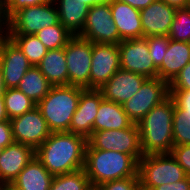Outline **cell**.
Masks as SVG:
<instances>
[{"instance_id": "d6986e66", "label": "cell", "mask_w": 190, "mask_h": 190, "mask_svg": "<svg viewBox=\"0 0 190 190\" xmlns=\"http://www.w3.org/2000/svg\"><path fill=\"white\" fill-rule=\"evenodd\" d=\"M112 19L122 40L143 38L140 10L127 3L110 0Z\"/></svg>"}, {"instance_id": "d6a6232c", "label": "cell", "mask_w": 190, "mask_h": 190, "mask_svg": "<svg viewBox=\"0 0 190 190\" xmlns=\"http://www.w3.org/2000/svg\"><path fill=\"white\" fill-rule=\"evenodd\" d=\"M94 190H140L139 176L113 180L93 187Z\"/></svg>"}, {"instance_id": "4fadbf2b", "label": "cell", "mask_w": 190, "mask_h": 190, "mask_svg": "<svg viewBox=\"0 0 190 190\" xmlns=\"http://www.w3.org/2000/svg\"><path fill=\"white\" fill-rule=\"evenodd\" d=\"M10 122L14 141L30 146L34 150H36L51 133L46 120L37 107L21 116L11 119Z\"/></svg>"}, {"instance_id": "1f68e13d", "label": "cell", "mask_w": 190, "mask_h": 190, "mask_svg": "<svg viewBox=\"0 0 190 190\" xmlns=\"http://www.w3.org/2000/svg\"><path fill=\"white\" fill-rule=\"evenodd\" d=\"M145 38L147 41L150 57L152 58L154 65L158 68L162 64L164 55L168 50V45L171 39L168 35L150 36Z\"/></svg>"}, {"instance_id": "9a60e30c", "label": "cell", "mask_w": 190, "mask_h": 190, "mask_svg": "<svg viewBox=\"0 0 190 190\" xmlns=\"http://www.w3.org/2000/svg\"><path fill=\"white\" fill-rule=\"evenodd\" d=\"M103 99L99 89H83L77 109L72 117L70 132L82 135L88 139L93 133L98 107Z\"/></svg>"}, {"instance_id": "8fae6325", "label": "cell", "mask_w": 190, "mask_h": 190, "mask_svg": "<svg viewBox=\"0 0 190 190\" xmlns=\"http://www.w3.org/2000/svg\"><path fill=\"white\" fill-rule=\"evenodd\" d=\"M122 70L134 72L147 78H157L158 68L150 57L146 38L122 40L118 44Z\"/></svg>"}, {"instance_id": "83f0119b", "label": "cell", "mask_w": 190, "mask_h": 190, "mask_svg": "<svg viewBox=\"0 0 190 190\" xmlns=\"http://www.w3.org/2000/svg\"><path fill=\"white\" fill-rule=\"evenodd\" d=\"M84 169L54 176L49 190H92Z\"/></svg>"}, {"instance_id": "ab89813d", "label": "cell", "mask_w": 190, "mask_h": 190, "mask_svg": "<svg viewBox=\"0 0 190 190\" xmlns=\"http://www.w3.org/2000/svg\"><path fill=\"white\" fill-rule=\"evenodd\" d=\"M122 3H127L131 5L133 8L141 10L150 5L154 0H117Z\"/></svg>"}, {"instance_id": "4316f807", "label": "cell", "mask_w": 190, "mask_h": 190, "mask_svg": "<svg viewBox=\"0 0 190 190\" xmlns=\"http://www.w3.org/2000/svg\"><path fill=\"white\" fill-rule=\"evenodd\" d=\"M5 111L9 120L33 110L37 104L17 88H7L4 95Z\"/></svg>"}, {"instance_id": "484cf974", "label": "cell", "mask_w": 190, "mask_h": 190, "mask_svg": "<svg viewBox=\"0 0 190 190\" xmlns=\"http://www.w3.org/2000/svg\"><path fill=\"white\" fill-rule=\"evenodd\" d=\"M22 50L32 66H37L42 58L47 54L48 49L35 35L6 34Z\"/></svg>"}, {"instance_id": "30bf717a", "label": "cell", "mask_w": 190, "mask_h": 190, "mask_svg": "<svg viewBox=\"0 0 190 190\" xmlns=\"http://www.w3.org/2000/svg\"><path fill=\"white\" fill-rule=\"evenodd\" d=\"M169 95V84L166 81L158 77L148 78L139 91L122 104V107L131 121L139 124L153 107L160 104Z\"/></svg>"}, {"instance_id": "836d02e7", "label": "cell", "mask_w": 190, "mask_h": 190, "mask_svg": "<svg viewBox=\"0 0 190 190\" xmlns=\"http://www.w3.org/2000/svg\"><path fill=\"white\" fill-rule=\"evenodd\" d=\"M54 0H3V9L8 20L16 11L41 3L53 2Z\"/></svg>"}, {"instance_id": "f546056e", "label": "cell", "mask_w": 190, "mask_h": 190, "mask_svg": "<svg viewBox=\"0 0 190 190\" xmlns=\"http://www.w3.org/2000/svg\"><path fill=\"white\" fill-rule=\"evenodd\" d=\"M168 36L175 41L190 43V6L176 8Z\"/></svg>"}, {"instance_id": "7a4b0ae2", "label": "cell", "mask_w": 190, "mask_h": 190, "mask_svg": "<svg viewBox=\"0 0 190 190\" xmlns=\"http://www.w3.org/2000/svg\"><path fill=\"white\" fill-rule=\"evenodd\" d=\"M175 102L169 95L153 107L139 122L142 154L171 153L173 142V113Z\"/></svg>"}, {"instance_id": "44dd1931", "label": "cell", "mask_w": 190, "mask_h": 190, "mask_svg": "<svg viewBox=\"0 0 190 190\" xmlns=\"http://www.w3.org/2000/svg\"><path fill=\"white\" fill-rule=\"evenodd\" d=\"M54 176L34 158L24 167L19 175L11 182L18 190H49Z\"/></svg>"}, {"instance_id": "7402d4cb", "label": "cell", "mask_w": 190, "mask_h": 190, "mask_svg": "<svg viewBox=\"0 0 190 190\" xmlns=\"http://www.w3.org/2000/svg\"><path fill=\"white\" fill-rule=\"evenodd\" d=\"M134 123L123 110L122 105L103 99L93 125V132L100 130L126 129Z\"/></svg>"}, {"instance_id": "277c9868", "label": "cell", "mask_w": 190, "mask_h": 190, "mask_svg": "<svg viewBox=\"0 0 190 190\" xmlns=\"http://www.w3.org/2000/svg\"><path fill=\"white\" fill-rule=\"evenodd\" d=\"M79 86H52L37 104L51 132H70L72 117L77 109L81 91Z\"/></svg>"}, {"instance_id": "f1b7e54d", "label": "cell", "mask_w": 190, "mask_h": 190, "mask_svg": "<svg viewBox=\"0 0 190 190\" xmlns=\"http://www.w3.org/2000/svg\"><path fill=\"white\" fill-rule=\"evenodd\" d=\"M48 50H56L66 46L73 36L62 23L44 27L35 34Z\"/></svg>"}, {"instance_id": "e575fe53", "label": "cell", "mask_w": 190, "mask_h": 190, "mask_svg": "<svg viewBox=\"0 0 190 190\" xmlns=\"http://www.w3.org/2000/svg\"><path fill=\"white\" fill-rule=\"evenodd\" d=\"M171 155L190 177V145L173 146Z\"/></svg>"}, {"instance_id": "bcb514c9", "label": "cell", "mask_w": 190, "mask_h": 190, "mask_svg": "<svg viewBox=\"0 0 190 190\" xmlns=\"http://www.w3.org/2000/svg\"><path fill=\"white\" fill-rule=\"evenodd\" d=\"M7 190H18L13 185L7 184Z\"/></svg>"}, {"instance_id": "603a6c76", "label": "cell", "mask_w": 190, "mask_h": 190, "mask_svg": "<svg viewBox=\"0 0 190 190\" xmlns=\"http://www.w3.org/2000/svg\"><path fill=\"white\" fill-rule=\"evenodd\" d=\"M59 22L73 35H78L86 22L89 6L84 0H54Z\"/></svg>"}, {"instance_id": "ffe728a7", "label": "cell", "mask_w": 190, "mask_h": 190, "mask_svg": "<svg viewBox=\"0 0 190 190\" xmlns=\"http://www.w3.org/2000/svg\"><path fill=\"white\" fill-rule=\"evenodd\" d=\"M190 62V43L170 40L162 64L158 67V78L170 84Z\"/></svg>"}, {"instance_id": "8992f818", "label": "cell", "mask_w": 190, "mask_h": 190, "mask_svg": "<svg viewBox=\"0 0 190 190\" xmlns=\"http://www.w3.org/2000/svg\"><path fill=\"white\" fill-rule=\"evenodd\" d=\"M58 23L59 15L54 1L41 3L16 11L7 20L5 34L32 35L44 27H50Z\"/></svg>"}, {"instance_id": "e0dca14e", "label": "cell", "mask_w": 190, "mask_h": 190, "mask_svg": "<svg viewBox=\"0 0 190 190\" xmlns=\"http://www.w3.org/2000/svg\"><path fill=\"white\" fill-rule=\"evenodd\" d=\"M176 13V8L162 0H154L140 10L143 37L168 35Z\"/></svg>"}, {"instance_id": "2e32d148", "label": "cell", "mask_w": 190, "mask_h": 190, "mask_svg": "<svg viewBox=\"0 0 190 190\" xmlns=\"http://www.w3.org/2000/svg\"><path fill=\"white\" fill-rule=\"evenodd\" d=\"M148 78L119 69L99 90L103 98L120 105L134 96Z\"/></svg>"}, {"instance_id": "7bdbcfd3", "label": "cell", "mask_w": 190, "mask_h": 190, "mask_svg": "<svg viewBox=\"0 0 190 190\" xmlns=\"http://www.w3.org/2000/svg\"><path fill=\"white\" fill-rule=\"evenodd\" d=\"M9 120L5 111L3 95H0V122Z\"/></svg>"}, {"instance_id": "cb8c5ba5", "label": "cell", "mask_w": 190, "mask_h": 190, "mask_svg": "<svg viewBox=\"0 0 190 190\" xmlns=\"http://www.w3.org/2000/svg\"><path fill=\"white\" fill-rule=\"evenodd\" d=\"M37 67L52 86L68 85V70L64 47L48 50Z\"/></svg>"}, {"instance_id": "ee69618b", "label": "cell", "mask_w": 190, "mask_h": 190, "mask_svg": "<svg viewBox=\"0 0 190 190\" xmlns=\"http://www.w3.org/2000/svg\"><path fill=\"white\" fill-rule=\"evenodd\" d=\"M108 1L110 0H84V3L87 4L89 7H92L96 4H102Z\"/></svg>"}, {"instance_id": "d590c367", "label": "cell", "mask_w": 190, "mask_h": 190, "mask_svg": "<svg viewBox=\"0 0 190 190\" xmlns=\"http://www.w3.org/2000/svg\"><path fill=\"white\" fill-rule=\"evenodd\" d=\"M169 90H190V62L184 66L169 84Z\"/></svg>"}, {"instance_id": "5b68a950", "label": "cell", "mask_w": 190, "mask_h": 190, "mask_svg": "<svg viewBox=\"0 0 190 190\" xmlns=\"http://www.w3.org/2000/svg\"><path fill=\"white\" fill-rule=\"evenodd\" d=\"M140 190H153L162 184L174 183L187 177L171 153L147 154L138 162Z\"/></svg>"}, {"instance_id": "ba28073f", "label": "cell", "mask_w": 190, "mask_h": 190, "mask_svg": "<svg viewBox=\"0 0 190 190\" xmlns=\"http://www.w3.org/2000/svg\"><path fill=\"white\" fill-rule=\"evenodd\" d=\"M64 49L68 85L90 89L92 42L78 35H73Z\"/></svg>"}, {"instance_id": "f35d334b", "label": "cell", "mask_w": 190, "mask_h": 190, "mask_svg": "<svg viewBox=\"0 0 190 190\" xmlns=\"http://www.w3.org/2000/svg\"><path fill=\"white\" fill-rule=\"evenodd\" d=\"M153 190H190V177L187 176L178 182L162 184Z\"/></svg>"}, {"instance_id": "b9f144b4", "label": "cell", "mask_w": 190, "mask_h": 190, "mask_svg": "<svg viewBox=\"0 0 190 190\" xmlns=\"http://www.w3.org/2000/svg\"><path fill=\"white\" fill-rule=\"evenodd\" d=\"M175 8H184L190 6V0H162Z\"/></svg>"}, {"instance_id": "f6af8a7d", "label": "cell", "mask_w": 190, "mask_h": 190, "mask_svg": "<svg viewBox=\"0 0 190 190\" xmlns=\"http://www.w3.org/2000/svg\"><path fill=\"white\" fill-rule=\"evenodd\" d=\"M6 89L7 88L5 87V84H4V78H3L1 66H0V95H4Z\"/></svg>"}, {"instance_id": "5bb4252c", "label": "cell", "mask_w": 190, "mask_h": 190, "mask_svg": "<svg viewBox=\"0 0 190 190\" xmlns=\"http://www.w3.org/2000/svg\"><path fill=\"white\" fill-rule=\"evenodd\" d=\"M0 66L6 88H16L32 67L22 50L6 34L0 35Z\"/></svg>"}, {"instance_id": "c3c4849f", "label": "cell", "mask_w": 190, "mask_h": 190, "mask_svg": "<svg viewBox=\"0 0 190 190\" xmlns=\"http://www.w3.org/2000/svg\"><path fill=\"white\" fill-rule=\"evenodd\" d=\"M3 149H4V148L0 146V154H1V152L3 151Z\"/></svg>"}, {"instance_id": "52a82bcc", "label": "cell", "mask_w": 190, "mask_h": 190, "mask_svg": "<svg viewBox=\"0 0 190 190\" xmlns=\"http://www.w3.org/2000/svg\"><path fill=\"white\" fill-rule=\"evenodd\" d=\"M93 149L122 152L131 155L137 162L143 157L138 124L120 130H100L88 138Z\"/></svg>"}, {"instance_id": "7dc6e473", "label": "cell", "mask_w": 190, "mask_h": 190, "mask_svg": "<svg viewBox=\"0 0 190 190\" xmlns=\"http://www.w3.org/2000/svg\"><path fill=\"white\" fill-rule=\"evenodd\" d=\"M0 190H7V184H2V186L0 187Z\"/></svg>"}, {"instance_id": "4dcf8cb0", "label": "cell", "mask_w": 190, "mask_h": 190, "mask_svg": "<svg viewBox=\"0 0 190 190\" xmlns=\"http://www.w3.org/2000/svg\"><path fill=\"white\" fill-rule=\"evenodd\" d=\"M173 142L174 146L190 145V114H184L176 104L173 113Z\"/></svg>"}, {"instance_id": "d4e9b609", "label": "cell", "mask_w": 190, "mask_h": 190, "mask_svg": "<svg viewBox=\"0 0 190 190\" xmlns=\"http://www.w3.org/2000/svg\"><path fill=\"white\" fill-rule=\"evenodd\" d=\"M52 85L37 66H32L16 87L33 102L38 104L50 91Z\"/></svg>"}, {"instance_id": "6da1fadb", "label": "cell", "mask_w": 190, "mask_h": 190, "mask_svg": "<svg viewBox=\"0 0 190 190\" xmlns=\"http://www.w3.org/2000/svg\"><path fill=\"white\" fill-rule=\"evenodd\" d=\"M88 139L69 131L51 132L35 150L36 157L53 175L84 169Z\"/></svg>"}, {"instance_id": "74e56055", "label": "cell", "mask_w": 190, "mask_h": 190, "mask_svg": "<svg viewBox=\"0 0 190 190\" xmlns=\"http://www.w3.org/2000/svg\"><path fill=\"white\" fill-rule=\"evenodd\" d=\"M14 142L10 120L0 122V146L5 148Z\"/></svg>"}, {"instance_id": "8d00e7d4", "label": "cell", "mask_w": 190, "mask_h": 190, "mask_svg": "<svg viewBox=\"0 0 190 190\" xmlns=\"http://www.w3.org/2000/svg\"><path fill=\"white\" fill-rule=\"evenodd\" d=\"M169 93L184 114H190V90H169Z\"/></svg>"}, {"instance_id": "ac0fdd59", "label": "cell", "mask_w": 190, "mask_h": 190, "mask_svg": "<svg viewBox=\"0 0 190 190\" xmlns=\"http://www.w3.org/2000/svg\"><path fill=\"white\" fill-rule=\"evenodd\" d=\"M35 150L19 142H13L0 154V183L11 184L24 167L34 158Z\"/></svg>"}, {"instance_id": "7c38bea8", "label": "cell", "mask_w": 190, "mask_h": 190, "mask_svg": "<svg viewBox=\"0 0 190 190\" xmlns=\"http://www.w3.org/2000/svg\"><path fill=\"white\" fill-rule=\"evenodd\" d=\"M119 69L118 45L92 43L90 89H100Z\"/></svg>"}, {"instance_id": "3957f363", "label": "cell", "mask_w": 190, "mask_h": 190, "mask_svg": "<svg viewBox=\"0 0 190 190\" xmlns=\"http://www.w3.org/2000/svg\"><path fill=\"white\" fill-rule=\"evenodd\" d=\"M84 170L92 187L138 175V162L129 154L86 147Z\"/></svg>"}, {"instance_id": "60d3db41", "label": "cell", "mask_w": 190, "mask_h": 190, "mask_svg": "<svg viewBox=\"0 0 190 190\" xmlns=\"http://www.w3.org/2000/svg\"><path fill=\"white\" fill-rule=\"evenodd\" d=\"M7 29V19L3 9V0H0V35L6 33Z\"/></svg>"}, {"instance_id": "9c48e42d", "label": "cell", "mask_w": 190, "mask_h": 190, "mask_svg": "<svg viewBox=\"0 0 190 190\" xmlns=\"http://www.w3.org/2000/svg\"><path fill=\"white\" fill-rule=\"evenodd\" d=\"M78 36L92 43L118 45L122 41L112 19L109 1L89 8L86 22Z\"/></svg>"}]
</instances>
